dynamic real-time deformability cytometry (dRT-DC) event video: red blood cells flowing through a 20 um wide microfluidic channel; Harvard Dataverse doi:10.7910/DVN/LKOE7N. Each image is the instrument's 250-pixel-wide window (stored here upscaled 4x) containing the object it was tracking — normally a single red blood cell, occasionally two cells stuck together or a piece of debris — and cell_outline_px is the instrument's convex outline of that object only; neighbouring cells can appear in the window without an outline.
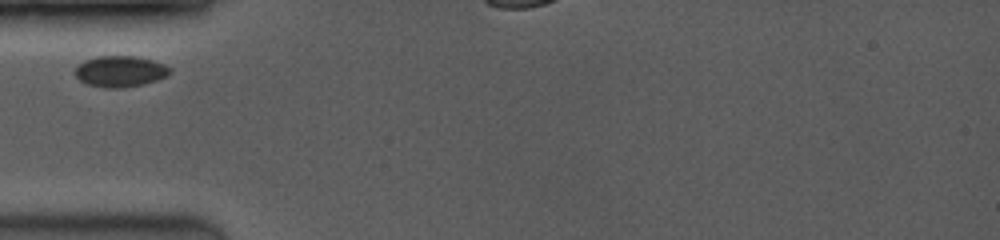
{"species": "common noctule bat (a hibernating species)", "species_latin": "Nyctalus noctula", "temperature_condition": "room temperature", "stored_images_in_passage": 1, "camera_frame_rate_fps": 3500, "um_per_image_px": 0.085, "animal": {"sex": "female", "body_mass_g": 19.0, "forearm_length_mm": 53.3}, "frame": {"image": 1, "passage_image": 1, "time_ms": 0.0, "image_size_px": [1000, 240], "cell_outline_px": [[172, 72], [168, 76], [144, 84], [120, 88], [104, 88], [88, 84], [80, 80], [76, 76], [76, 68], [84, 60], [96, 56], [136, 56], [152, 60], [164, 64], [172, 68]], "centroid_in_image_um": [10.26, 6.06], "position_along_channel_um": 74.7, "area_um2": 17.22}}